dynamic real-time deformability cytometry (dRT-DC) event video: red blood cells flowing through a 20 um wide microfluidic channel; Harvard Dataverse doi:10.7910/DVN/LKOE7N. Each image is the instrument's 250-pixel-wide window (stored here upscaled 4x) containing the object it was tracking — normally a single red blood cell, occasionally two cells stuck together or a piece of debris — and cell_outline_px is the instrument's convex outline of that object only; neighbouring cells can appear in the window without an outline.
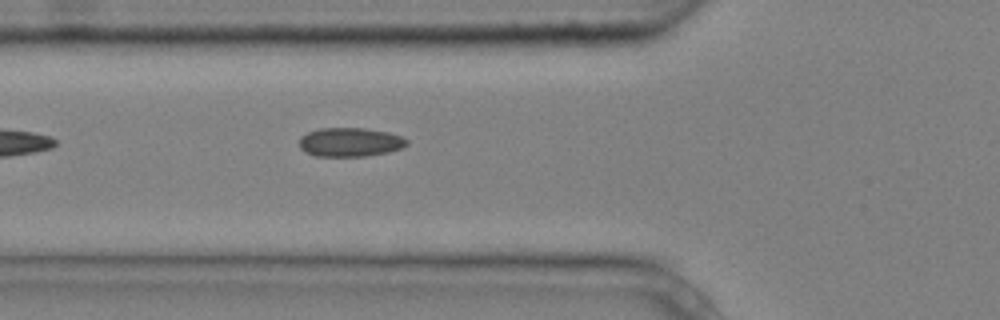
{"species": "common noctule bat (a hibernating species)", "species_latin": "Nyctalus noctula", "temperature_condition": "cold", "stored_images_in_passage": 2, "camera_frame_rate_fps": 3000, "um_per_image_px": 0.085, "animal": {"sex": "male", "body_mass_g": 20.4}, "frame": {"image": 1, "passage_image": 2, "time_ms": 0.333, "image_size_px": [1000, 320], "cell_outline_px": [[408, 144], [400, 148], [388, 152], [364, 156], [316, 156], [304, 152], [300, 148], [300, 136], [308, 132], [320, 128], [364, 128], [388, 132], [400, 136], [408, 140]], "centroid_in_image_um": [29.73, 12.08], "position_along_channel_um": 96.1, "area_um2": 18.09}}